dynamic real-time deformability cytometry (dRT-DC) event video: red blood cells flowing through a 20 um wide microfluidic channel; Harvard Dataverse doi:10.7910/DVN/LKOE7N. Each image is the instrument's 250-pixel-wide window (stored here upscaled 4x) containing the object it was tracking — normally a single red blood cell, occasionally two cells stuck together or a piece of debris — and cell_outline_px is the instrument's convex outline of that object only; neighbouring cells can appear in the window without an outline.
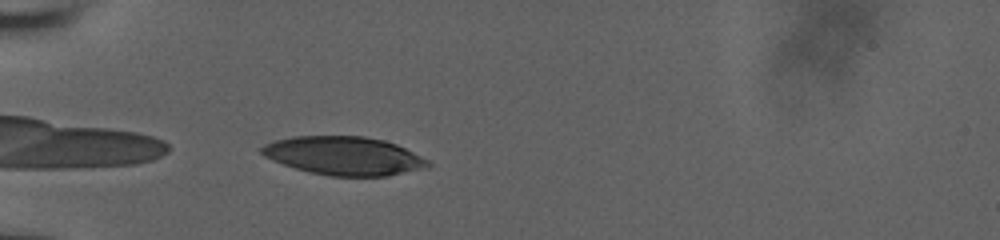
{"species": "human", "species_latin": "Homo sapiens", "temperature_condition": "room temperature", "stored_images_in_passage": 38, "camera_frame_rate_fps": 3000, "um_per_image_px": 0.085, "donor": {"sex": "male"}, "frame": {"image": 1, "passage_image": 1, "time_ms": 0.0, "image_size_px": [1000, 240], "cell_outline_px": [[432, 164], [428, 168], [388, 176], [332, 176], [308, 172], [284, 164], [264, 156], [260, 152], [260, 148], [264, 144], [276, 140], [292, 136], [364, 136], [384, 140], [396, 144], [428, 160]], "centroid_in_image_um": [29.25, 13.24], "position_along_channel_um": 55.7, "area_um2": 37.28}}
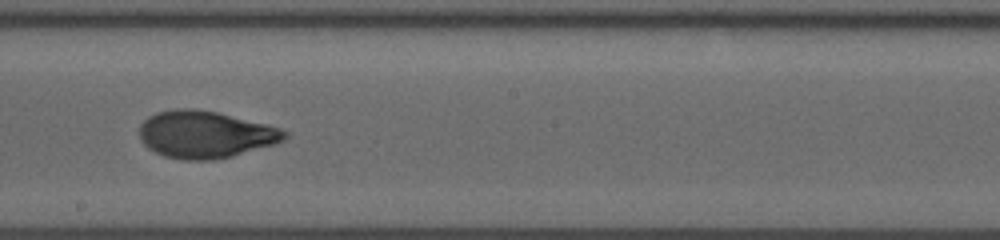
{"frame": {"image": 2, "passage_image": 16, "time_ms": 5.0, "image_size_px": [1000, 240], "cell_outline_px": [[288, 136], [284, 140], [272, 144], [232, 156], [216, 160], [184, 160], [164, 156], [148, 148], [140, 140], [140, 124], [148, 116], [156, 112], [176, 108], [196, 108], [216, 112], [268, 124], [280, 128], [288, 132]], "centroid_in_image_um": [17.43, 11.42], "position_along_channel_um": 230.8, "area_um2": 39.94}}
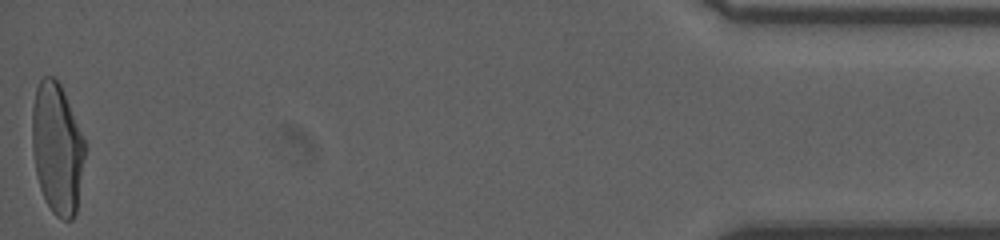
{"frame": {"image": 3, "passage_image": 38, "time_ms": 12.333, "image_size_px": [1000, 240], "cell_outline_px": [[88, 148], [76, 212], [72, 220], [64, 220], [56, 216], [52, 212], [44, 200], [40, 188], [36, 172], [32, 148], [32, 108], [36, 88], [40, 80], [44, 76], [52, 76], [60, 84]], "centroid_in_image_um": [4.88, 12.66], "position_along_channel_um": 430.3, "area_um2": 40.69}, "authors_computed_cell_mechanics": {"area_um2": 39.4196, "velocity_mm_per_s": 3.8605, "shape_relaxation_time_tau1_ms": 4.781, "shape_relaxation_time_tau2_ms": 0.8823, "deformation_change_tau1": 0.2239, "deformation_change_tau2": 0.0598}}